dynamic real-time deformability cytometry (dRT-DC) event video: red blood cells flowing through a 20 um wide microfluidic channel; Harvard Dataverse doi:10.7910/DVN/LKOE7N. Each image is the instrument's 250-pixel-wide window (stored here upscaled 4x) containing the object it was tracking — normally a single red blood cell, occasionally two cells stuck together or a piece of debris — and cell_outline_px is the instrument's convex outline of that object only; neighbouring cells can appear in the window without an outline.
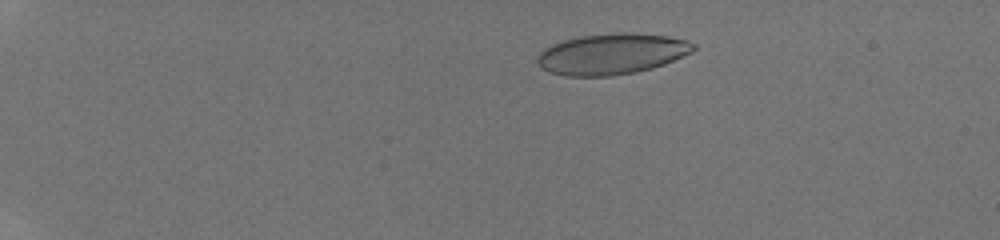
{"species": "human", "species_latin": "Homo sapiens", "temperature_condition": "room temperature", "stored_images_in_passage": 45, "camera_frame_rate_fps": 3000, "um_per_image_px": 0.085, "donor": {"sex": "male"}, "frame": {"image": 1, "passage_image": 9, "time_ms": 2.667, "image_size_px": [1000, 240], "cell_outline_px": [[696, 48], [692, 52], [664, 64], [652, 68], [636, 72], [612, 76], [564, 76], [548, 72], [540, 68], [536, 64], [536, 56], [544, 48], [552, 44], [564, 40], [580, 36], [624, 32], [628, 32], [668, 36], [688, 40], [696, 44]], "centroid_in_image_um": [51.97, 4.59], "position_along_channel_um": 33.0, "area_um2": 37.51}}
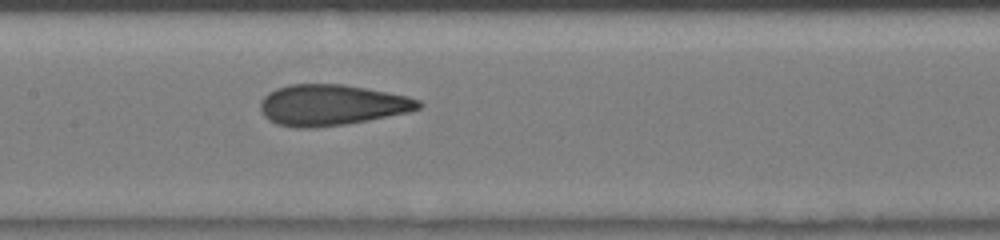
{"frame": {"image": 2, "passage_image": 25, "time_ms": 8.0, "image_size_px": [1000, 240], "cell_outline_px": [[424, 104], [420, 108], [408, 112], [368, 120], [344, 124], [316, 128], [296, 128], [276, 124], [268, 120], [264, 116], [260, 108], [260, 100], [268, 92], [276, 88], [292, 84], [344, 84], [408, 96], [420, 100]], "centroid_in_image_um": [28.16, 8.93], "position_along_channel_um": 179.2, "area_um2": 37.86}}
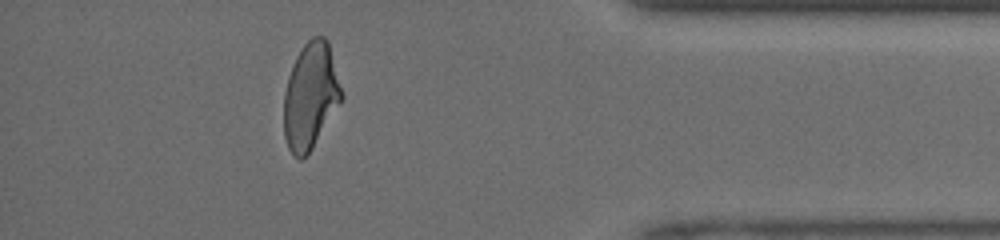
{"frame": {"image": 3, "passage_image": 41, "time_ms": 13.333, "image_size_px": [1000, 240], "cell_outline_px": [[344, 96], [312, 148], [300, 160], [292, 156], [288, 148], [284, 136], [284, 92], [288, 76], [296, 56], [304, 44], [312, 36], [324, 36], [328, 40]], "centroid_in_image_um": [26.38, 8.14], "position_along_channel_um": 408.8, "area_um2": 35.66}}